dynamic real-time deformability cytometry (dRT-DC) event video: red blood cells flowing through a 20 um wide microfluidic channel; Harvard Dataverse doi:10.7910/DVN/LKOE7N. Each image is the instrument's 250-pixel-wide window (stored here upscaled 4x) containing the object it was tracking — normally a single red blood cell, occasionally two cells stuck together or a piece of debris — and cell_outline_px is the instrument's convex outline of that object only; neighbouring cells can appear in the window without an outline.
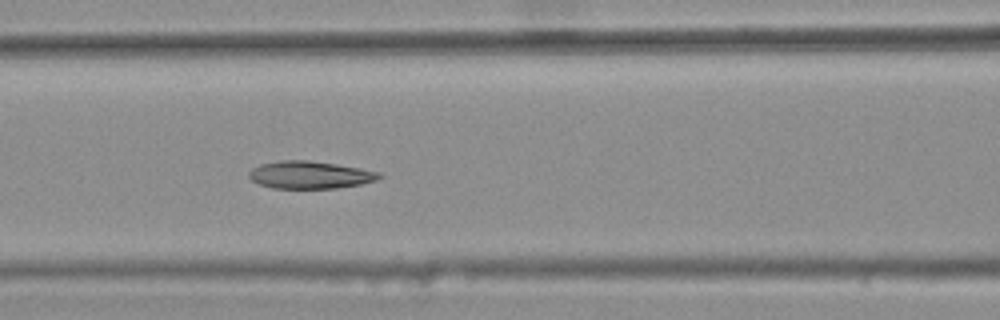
{"species": "common noctule bat (a hibernating species)", "species_latin": "Nyctalus noctula", "temperature_condition": "warm", "stored_images_in_passage": 6, "camera_frame_rate_fps": 3000, "um_per_image_px": 0.085, "animal": {"sex": "female", "body_mass_g": 25.1}, "frame": {"image": 1, "passage_image": 6, "time_ms": 1.667, "image_size_px": [1000, 320], "cell_outline_px": [[384, 176], [376, 180], [360, 184], [336, 188], [272, 188], [260, 184], [252, 180], [248, 176], [248, 172], [252, 168], [260, 164], [280, 160], [308, 160], [336, 164], [380, 172]], "centroid_in_image_um": [26.33, 14.86], "position_along_channel_um": 140.3, "area_um2": 20.81}}